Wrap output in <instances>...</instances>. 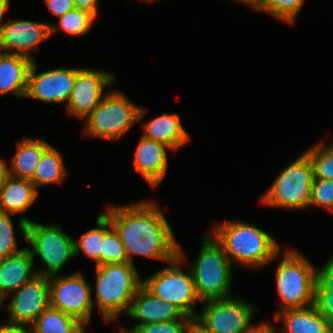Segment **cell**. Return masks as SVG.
<instances>
[{
    "label": "cell",
    "mask_w": 333,
    "mask_h": 333,
    "mask_svg": "<svg viewBox=\"0 0 333 333\" xmlns=\"http://www.w3.org/2000/svg\"><path fill=\"white\" fill-rule=\"evenodd\" d=\"M314 306L329 322L333 332V291H315Z\"/></svg>",
    "instance_id": "34"
},
{
    "label": "cell",
    "mask_w": 333,
    "mask_h": 333,
    "mask_svg": "<svg viewBox=\"0 0 333 333\" xmlns=\"http://www.w3.org/2000/svg\"><path fill=\"white\" fill-rule=\"evenodd\" d=\"M59 22L48 23L50 26V36L58 31H63L71 37H80L89 33L97 18L88 11L74 8L58 19Z\"/></svg>",
    "instance_id": "27"
},
{
    "label": "cell",
    "mask_w": 333,
    "mask_h": 333,
    "mask_svg": "<svg viewBox=\"0 0 333 333\" xmlns=\"http://www.w3.org/2000/svg\"><path fill=\"white\" fill-rule=\"evenodd\" d=\"M184 251L178 244V256L165 267L143 279V286L162 301L175 305L185 316L196 318L194 304L202 303L195 290L190 268L182 270L185 263Z\"/></svg>",
    "instance_id": "8"
},
{
    "label": "cell",
    "mask_w": 333,
    "mask_h": 333,
    "mask_svg": "<svg viewBox=\"0 0 333 333\" xmlns=\"http://www.w3.org/2000/svg\"><path fill=\"white\" fill-rule=\"evenodd\" d=\"M75 8L85 10L93 14L96 18L99 15L98 0H73Z\"/></svg>",
    "instance_id": "38"
},
{
    "label": "cell",
    "mask_w": 333,
    "mask_h": 333,
    "mask_svg": "<svg viewBox=\"0 0 333 333\" xmlns=\"http://www.w3.org/2000/svg\"><path fill=\"white\" fill-rule=\"evenodd\" d=\"M281 254L275 276L279 310H275L273 317L283 310L314 305L317 268L295 248L281 249Z\"/></svg>",
    "instance_id": "4"
},
{
    "label": "cell",
    "mask_w": 333,
    "mask_h": 333,
    "mask_svg": "<svg viewBox=\"0 0 333 333\" xmlns=\"http://www.w3.org/2000/svg\"><path fill=\"white\" fill-rule=\"evenodd\" d=\"M186 333H213L201 324L196 318H191L186 329Z\"/></svg>",
    "instance_id": "40"
},
{
    "label": "cell",
    "mask_w": 333,
    "mask_h": 333,
    "mask_svg": "<svg viewBox=\"0 0 333 333\" xmlns=\"http://www.w3.org/2000/svg\"><path fill=\"white\" fill-rule=\"evenodd\" d=\"M4 301L0 298V309L3 308L2 305H3Z\"/></svg>",
    "instance_id": "45"
},
{
    "label": "cell",
    "mask_w": 333,
    "mask_h": 333,
    "mask_svg": "<svg viewBox=\"0 0 333 333\" xmlns=\"http://www.w3.org/2000/svg\"><path fill=\"white\" fill-rule=\"evenodd\" d=\"M95 272L93 306L98 307L104 323L114 322L123 313L127 316L132 299L143 284L136 266L131 263L106 264L95 266Z\"/></svg>",
    "instance_id": "3"
},
{
    "label": "cell",
    "mask_w": 333,
    "mask_h": 333,
    "mask_svg": "<svg viewBox=\"0 0 333 333\" xmlns=\"http://www.w3.org/2000/svg\"><path fill=\"white\" fill-rule=\"evenodd\" d=\"M157 0H140V2H144L146 4H152V3H156Z\"/></svg>",
    "instance_id": "44"
},
{
    "label": "cell",
    "mask_w": 333,
    "mask_h": 333,
    "mask_svg": "<svg viewBox=\"0 0 333 333\" xmlns=\"http://www.w3.org/2000/svg\"><path fill=\"white\" fill-rule=\"evenodd\" d=\"M210 231L234 268L237 264L257 270L272 264L281 254V245L274 236L244 220H218Z\"/></svg>",
    "instance_id": "2"
},
{
    "label": "cell",
    "mask_w": 333,
    "mask_h": 333,
    "mask_svg": "<svg viewBox=\"0 0 333 333\" xmlns=\"http://www.w3.org/2000/svg\"><path fill=\"white\" fill-rule=\"evenodd\" d=\"M304 152L311 160L314 179L333 180V140L318 141Z\"/></svg>",
    "instance_id": "28"
},
{
    "label": "cell",
    "mask_w": 333,
    "mask_h": 333,
    "mask_svg": "<svg viewBox=\"0 0 333 333\" xmlns=\"http://www.w3.org/2000/svg\"><path fill=\"white\" fill-rule=\"evenodd\" d=\"M168 151L166 145L140 137L134 153V170L142 174L150 188L158 187L168 171Z\"/></svg>",
    "instance_id": "18"
},
{
    "label": "cell",
    "mask_w": 333,
    "mask_h": 333,
    "mask_svg": "<svg viewBox=\"0 0 333 333\" xmlns=\"http://www.w3.org/2000/svg\"><path fill=\"white\" fill-rule=\"evenodd\" d=\"M147 112L148 109L135 104L123 92L111 89L83 120L82 132L85 136L116 142L135 124L143 122Z\"/></svg>",
    "instance_id": "6"
},
{
    "label": "cell",
    "mask_w": 333,
    "mask_h": 333,
    "mask_svg": "<svg viewBox=\"0 0 333 333\" xmlns=\"http://www.w3.org/2000/svg\"><path fill=\"white\" fill-rule=\"evenodd\" d=\"M51 144L42 138L24 137L17 142L16 153L10 160L9 175L15 178L31 179L43 152Z\"/></svg>",
    "instance_id": "23"
},
{
    "label": "cell",
    "mask_w": 333,
    "mask_h": 333,
    "mask_svg": "<svg viewBox=\"0 0 333 333\" xmlns=\"http://www.w3.org/2000/svg\"><path fill=\"white\" fill-rule=\"evenodd\" d=\"M32 61L24 56L4 53L0 58V96L25 98Z\"/></svg>",
    "instance_id": "21"
},
{
    "label": "cell",
    "mask_w": 333,
    "mask_h": 333,
    "mask_svg": "<svg viewBox=\"0 0 333 333\" xmlns=\"http://www.w3.org/2000/svg\"><path fill=\"white\" fill-rule=\"evenodd\" d=\"M5 52L0 48V58Z\"/></svg>",
    "instance_id": "46"
},
{
    "label": "cell",
    "mask_w": 333,
    "mask_h": 333,
    "mask_svg": "<svg viewBox=\"0 0 333 333\" xmlns=\"http://www.w3.org/2000/svg\"><path fill=\"white\" fill-rule=\"evenodd\" d=\"M274 321L282 323L279 333H333L329 322L314 305L283 310L274 316Z\"/></svg>",
    "instance_id": "22"
},
{
    "label": "cell",
    "mask_w": 333,
    "mask_h": 333,
    "mask_svg": "<svg viewBox=\"0 0 333 333\" xmlns=\"http://www.w3.org/2000/svg\"><path fill=\"white\" fill-rule=\"evenodd\" d=\"M116 77L110 71L76 68V79L65 111L69 116L85 120L109 92Z\"/></svg>",
    "instance_id": "12"
},
{
    "label": "cell",
    "mask_w": 333,
    "mask_h": 333,
    "mask_svg": "<svg viewBox=\"0 0 333 333\" xmlns=\"http://www.w3.org/2000/svg\"><path fill=\"white\" fill-rule=\"evenodd\" d=\"M10 0H0V30L2 25L5 23L7 18H5V14L8 13L10 8Z\"/></svg>",
    "instance_id": "42"
},
{
    "label": "cell",
    "mask_w": 333,
    "mask_h": 333,
    "mask_svg": "<svg viewBox=\"0 0 333 333\" xmlns=\"http://www.w3.org/2000/svg\"><path fill=\"white\" fill-rule=\"evenodd\" d=\"M305 0H263L258 12L286 23L296 25L297 17L305 5Z\"/></svg>",
    "instance_id": "29"
},
{
    "label": "cell",
    "mask_w": 333,
    "mask_h": 333,
    "mask_svg": "<svg viewBox=\"0 0 333 333\" xmlns=\"http://www.w3.org/2000/svg\"><path fill=\"white\" fill-rule=\"evenodd\" d=\"M49 286L50 306L76 318L87 328L94 311V289L82 271L51 276Z\"/></svg>",
    "instance_id": "10"
},
{
    "label": "cell",
    "mask_w": 333,
    "mask_h": 333,
    "mask_svg": "<svg viewBox=\"0 0 333 333\" xmlns=\"http://www.w3.org/2000/svg\"><path fill=\"white\" fill-rule=\"evenodd\" d=\"M11 295L6 321L31 326L50 306L49 278L37 275Z\"/></svg>",
    "instance_id": "14"
},
{
    "label": "cell",
    "mask_w": 333,
    "mask_h": 333,
    "mask_svg": "<svg viewBox=\"0 0 333 333\" xmlns=\"http://www.w3.org/2000/svg\"><path fill=\"white\" fill-rule=\"evenodd\" d=\"M50 13L58 19L75 8L73 0H44Z\"/></svg>",
    "instance_id": "36"
},
{
    "label": "cell",
    "mask_w": 333,
    "mask_h": 333,
    "mask_svg": "<svg viewBox=\"0 0 333 333\" xmlns=\"http://www.w3.org/2000/svg\"><path fill=\"white\" fill-rule=\"evenodd\" d=\"M37 67L36 61L32 62L25 98L66 106L74 87L76 67H57L39 73Z\"/></svg>",
    "instance_id": "13"
},
{
    "label": "cell",
    "mask_w": 333,
    "mask_h": 333,
    "mask_svg": "<svg viewBox=\"0 0 333 333\" xmlns=\"http://www.w3.org/2000/svg\"><path fill=\"white\" fill-rule=\"evenodd\" d=\"M315 291H333V254L320 268L317 267Z\"/></svg>",
    "instance_id": "35"
},
{
    "label": "cell",
    "mask_w": 333,
    "mask_h": 333,
    "mask_svg": "<svg viewBox=\"0 0 333 333\" xmlns=\"http://www.w3.org/2000/svg\"><path fill=\"white\" fill-rule=\"evenodd\" d=\"M39 195V191L29 179L15 178L10 175L0 190V212L20 216L18 230L25 241H27L28 223L32 220L23 213L33 206Z\"/></svg>",
    "instance_id": "17"
},
{
    "label": "cell",
    "mask_w": 333,
    "mask_h": 333,
    "mask_svg": "<svg viewBox=\"0 0 333 333\" xmlns=\"http://www.w3.org/2000/svg\"><path fill=\"white\" fill-rule=\"evenodd\" d=\"M27 243L33 261L36 256L43 261L42 267L36 269L37 275H60L63 267L75 259L74 237L60 224L44 225L32 220L27 227Z\"/></svg>",
    "instance_id": "9"
},
{
    "label": "cell",
    "mask_w": 333,
    "mask_h": 333,
    "mask_svg": "<svg viewBox=\"0 0 333 333\" xmlns=\"http://www.w3.org/2000/svg\"><path fill=\"white\" fill-rule=\"evenodd\" d=\"M196 259L190 263L195 290L201 302L230 298L234 266L211 234L203 235Z\"/></svg>",
    "instance_id": "5"
},
{
    "label": "cell",
    "mask_w": 333,
    "mask_h": 333,
    "mask_svg": "<svg viewBox=\"0 0 333 333\" xmlns=\"http://www.w3.org/2000/svg\"><path fill=\"white\" fill-rule=\"evenodd\" d=\"M67 173L61 152L51 144L43 152L42 158L30 181L39 191L38 187L61 184L66 178Z\"/></svg>",
    "instance_id": "24"
},
{
    "label": "cell",
    "mask_w": 333,
    "mask_h": 333,
    "mask_svg": "<svg viewBox=\"0 0 333 333\" xmlns=\"http://www.w3.org/2000/svg\"><path fill=\"white\" fill-rule=\"evenodd\" d=\"M0 333H31V327L5 321L0 323Z\"/></svg>",
    "instance_id": "39"
},
{
    "label": "cell",
    "mask_w": 333,
    "mask_h": 333,
    "mask_svg": "<svg viewBox=\"0 0 333 333\" xmlns=\"http://www.w3.org/2000/svg\"><path fill=\"white\" fill-rule=\"evenodd\" d=\"M243 333H278V331L273 321L266 319L258 324L252 323Z\"/></svg>",
    "instance_id": "37"
},
{
    "label": "cell",
    "mask_w": 333,
    "mask_h": 333,
    "mask_svg": "<svg viewBox=\"0 0 333 333\" xmlns=\"http://www.w3.org/2000/svg\"><path fill=\"white\" fill-rule=\"evenodd\" d=\"M104 214L118 232L129 263L135 265V255L166 263L178 256L179 242L162 208L153 199L108 204Z\"/></svg>",
    "instance_id": "1"
},
{
    "label": "cell",
    "mask_w": 333,
    "mask_h": 333,
    "mask_svg": "<svg viewBox=\"0 0 333 333\" xmlns=\"http://www.w3.org/2000/svg\"><path fill=\"white\" fill-rule=\"evenodd\" d=\"M314 180L313 166L303 152L280 172L259 199L261 205L289 211L309 208Z\"/></svg>",
    "instance_id": "7"
},
{
    "label": "cell",
    "mask_w": 333,
    "mask_h": 333,
    "mask_svg": "<svg viewBox=\"0 0 333 333\" xmlns=\"http://www.w3.org/2000/svg\"><path fill=\"white\" fill-rule=\"evenodd\" d=\"M11 217L10 214L0 212V259L18 254L26 248L18 247Z\"/></svg>",
    "instance_id": "31"
},
{
    "label": "cell",
    "mask_w": 333,
    "mask_h": 333,
    "mask_svg": "<svg viewBox=\"0 0 333 333\" xmlns=\"http://www.w3.org/2000/svg\"><path fill=\"white\" fill-rule=\"evenodd\" d=\"M8 162L0 158V190L4 186L7 177L9 176Z\"/></svg>",
    "instance_id": "41"
},
{
    "label": "cell",
    "mask_w": 333,
    "mask_h": 333,
    "mask_svg": "<svg viewBox=\"0 0 333 333\" xmlns=\"http://www.w3.org/2000/svg\"><path fill=\"white\" fill-rule=\"evenodd\" d=\"M142 136L162 143L172 152L179 151L190 141V134L184 128L179 113H163L143 123Z\"/></svg>",
    "instance_id": "19"
},
{
    "label": "cell",
    "mask_w": 333,
    "mask_h": 333,
    "mask_svg": "<svg viewBox=\"0 0 333 333\" xmlns=\"http://www.w3.org/2000/svg\"><path fill=\"white\" fill-rule=\"evenodd\" d=\"M190 320L154 322L141 325L134 333H186Z\"/></svg>",
    "instance_id": "33"
},
{
    "label": "cell",
    "mask_w": 333,
    "mask_h": 333,
    "mask_svg": "<svg viewBox=\"0 0 333 333\" xmlns=\"http://www.w3.org/2000/svg\"><path fill=\"white\" fill-rule=\"evenodd\" d=\"M126 317L138 321L130 329L121 327L118 331L120 333H134L141 325L148 323L191 319L175 305L154 296L143 285L135 293Z\"/></svg>",
    "instance_id": "16"
},
{
    "label": "cell",
    "mask_w": 333,
    "mask_h": 333,
    "mask_svg": "<svg viewBox=\"0 0 333 333\" xmlns=\"http://www.w3.org/2000/svg\"><path fill=\"white\" fill-rule=\"evenodd\" d=\"M34 266L35 262L27 247L18 254L0 259V298L3 301L37 276Z\"/></svg>",
    "instance_id": "20"
},
{
    "label": "cell",
    "mask_w": 333,
    "mask_h": 333,
    "mask_svg": "<svg viewBox=\"0 0 333 333\" xmlns=\"http://www.w3.org/2000/svg\"><path fill=\"white\" fill-rule=\"evenodd\" d=\"M112 227L110 219L102 212L96 218L95 228L84 232L79 238L74 237V255L79 256L80 252L99 266V252L106 232Z\"/></svg>",
    "instance_id": "26"
},
{
    "label": "cell",
    "mask_w": 333,
    "mask_h": 333,
    "mask_svg": "<svg viewBox=\"0 0 333 333\" xmlns=\"http://www.w3.org/2000/svg\"><path fill=\"white\" fill-rule=\"evenodd\" d=\"M309 207L323 208L333 213V180H313Z\"/></svg>",
    "instance_id": "32"
},
{
    "label": "cell",
    "mask_w": 333,
    "mask_h": 333,
    "mask_svg": "<svg viewBox=\"0 0 333 333\" xmlns=\"http://www.w3.org/2000/svg\"><path fill=\"white\" fill-rule=\"evenodd\" d=\"M129 263L126 250L120 240L118 232L112 226L104 235L101 251L99 252V266L106 264Z\"/></svg>",
    "instance_id": "30"
},
{
    "label": "cell",
    "mask_w": 333,
    "mask_h": 333,
    "mask_svg": "<svg viewBox=\"0 0 333 333\" xmlns=\"http://www.w3.org/2000/svg\"><path fill=\"white\" fill-rule=\"evenodd\" d=\"M49 37L48 23L8 18L0 30V48L7 54L21 55L34 62L33 53Z\"/></svg>",
    "instance_id": "15"
},
{
    "label": "cell",
    "mask_w": 333,
    "mask_h": 333,
    "mask_svg": "<svg viewBox=\"0 0 333 333\" xmlns=\"http://www.w3.org/2000/svg\"><path fill=\"white\" fill-rule=\"evenodd\" d=\"M196 319L213 333H243L259 311L257 306L243 298L203 301Z\"/></svg>",
    "instance_id": "11"
},
{
    "label": "cell",
    "mask_w": 333,
    "mask_h": 333,
    "mask_svg": "<svg viewBox=\"0 0 333 333\" xmlns=\"http://www.w3.org/2000/svg\"><path fill=\"white\" fill-rule=\"evenodd\" d=\"M233 2L240 3L242 5H246V7H250L255 11H259L261 8L263 0H232Z\"/></svg>",
    "instance_id": "43"
},
{
    "label": "cell",
    "mask_w": 333,
    "mask_h": 333,
    "mask_svg": "<svg viewBox=\"0 0 333 333\" xmlns=\"http://www.w3.org/2000/svg\"><path fill=\"white\" fill-rule=\"evenodd\" d=\"M30 327L31 333H87L76 318L51 306Z\"/></svg>",
    "instance_id": "25"
}]
</instances>
